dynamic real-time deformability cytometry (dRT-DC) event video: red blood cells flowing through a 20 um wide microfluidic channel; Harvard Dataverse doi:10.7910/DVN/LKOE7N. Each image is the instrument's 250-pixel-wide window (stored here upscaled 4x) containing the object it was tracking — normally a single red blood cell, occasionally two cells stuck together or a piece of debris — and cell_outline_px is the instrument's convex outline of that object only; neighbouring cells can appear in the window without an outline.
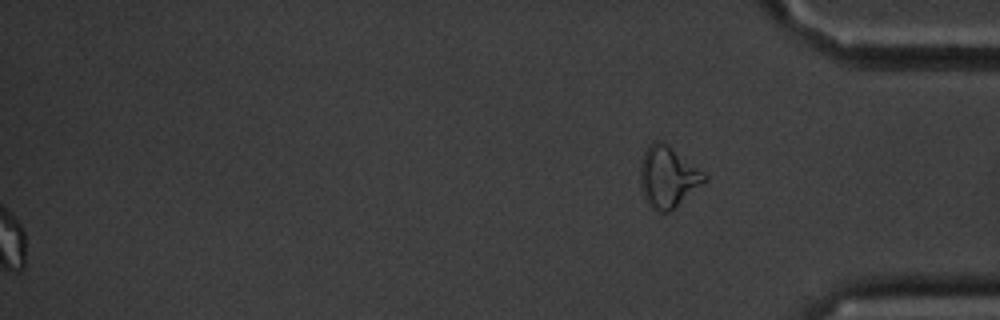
{"species": "common noctule bat (a hibernating species)", "species_latin": "Nyctalus noctula", "temperature_condition": "cold", "stored_images_in_passage": 15, "segment_of_instrument_passage": [2, 2], "camera_frame_rate_fps": 3000, "um_per_image_px": 0.085, "animal": {"sex": "male", "body_mass_g": 20.1, "forearm_length_mm": 53.5}, "frame": {"image": 1, "passage_image": 15, "time_ms": 18.0, "image_size_px": [1000, 320], "cell_outline_px": [[708, 180], [668, 212], [656, 212], [648, 204], [644, 196], [640, 180], [640, 160], [648, 144], [652, 140], [660, 140], [668, 144], [704, 172], [708, 176]], "centroid_in_image_um": [56.76, 15.0], "position_along_channel_um": 378.4, "area_um2": 22.95}}